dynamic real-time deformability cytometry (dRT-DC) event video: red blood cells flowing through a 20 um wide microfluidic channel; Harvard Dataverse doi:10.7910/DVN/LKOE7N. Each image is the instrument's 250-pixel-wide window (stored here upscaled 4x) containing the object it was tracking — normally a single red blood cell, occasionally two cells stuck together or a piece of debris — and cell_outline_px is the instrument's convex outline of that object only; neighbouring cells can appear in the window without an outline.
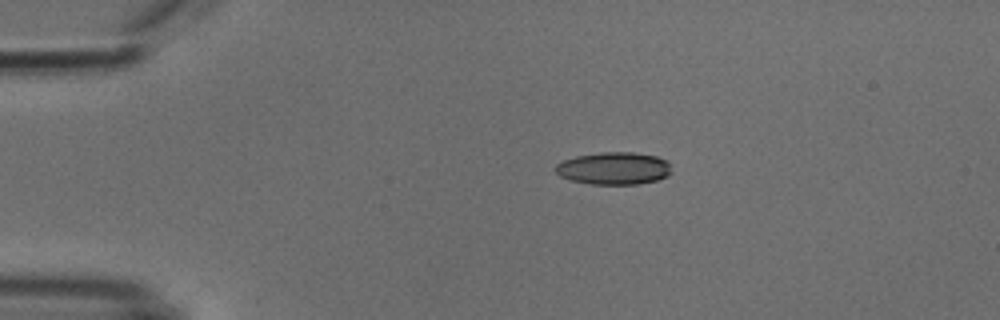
{"species": "common noctule bat (a hibernating species)", "species_latin": "Nyctalus noctula", "temperature_condition": "cold", "stored_images_in_passage": 10, "camera_frame_rate_fps": 3000, "um_per_image_px": 0.085, "animal": {"sex": "male", "body_mass_g": 18.8}, "frame": {"image": 1, "passage_image": 4, "time_ms": 3.333, "image_size_px": [1000, 320], "cell_outline_px": [[672, 172], [668, 176], [656, 180], [640, 184], [588, 184], [568, 180], [560, 176], [556, 172], [556, 164], [564, 160], [576, 156], [600, 152], [632, 152], [656, 156], [668, 160]], "centroid_in_image_um": [52.19, 14.31], "position_along_channel_um": 32.8, "area_um2": 22.14}}
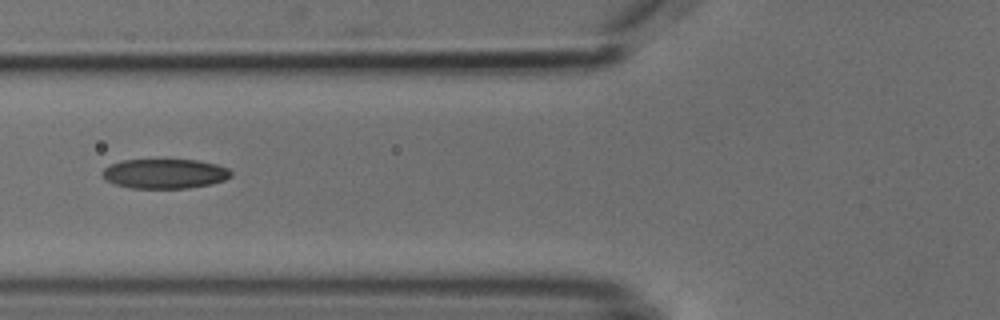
{"frame": {"image": 2, "passage_image": 6, "time_ms": 6.667, "image_size_px": [1000, 320], "cell_outline_px": [[232, 176], [224, 180], [212, 184], [188, 188], [132, 188], [116, 184], [104, 180], [100, 172], [108, 164], [120, 160], [196, 160], [216, 164], [228, 168], [232, 172]], "centroid_in_image_um": [13.97, 14.76], "position_along_channel_um": 111.8, "area_um2": 22.43}}
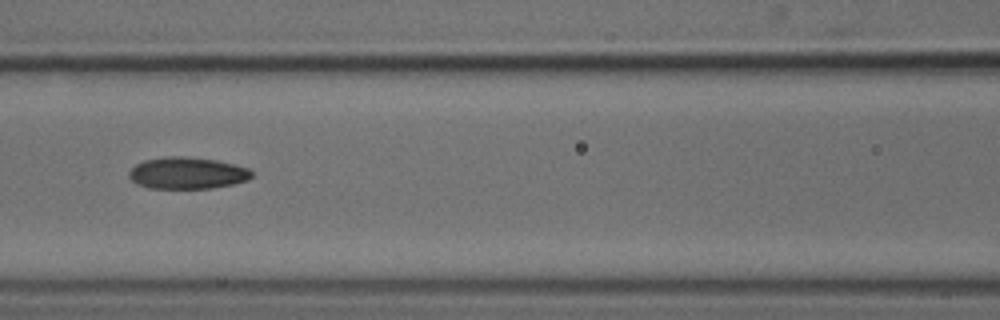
{"frame": {"image": 3, "passage_image": 7, "time_ms": 7.667, "image_size_px": [1000, 320], "cell_outline_px": [[252, 176], [248, 180], [232, 184], [212, 188], [148, 188], [136, 184], [128, 176], [128, 172], [136, 164], [144, 160], [164, 156], [184, 156], [216, 160], [236, 164], [248, 168], [252, 172]], "centroid_in_image_um": [15.9, 14.7], "position_along_channel_um": 150.7, "area_um2": 22.83}}